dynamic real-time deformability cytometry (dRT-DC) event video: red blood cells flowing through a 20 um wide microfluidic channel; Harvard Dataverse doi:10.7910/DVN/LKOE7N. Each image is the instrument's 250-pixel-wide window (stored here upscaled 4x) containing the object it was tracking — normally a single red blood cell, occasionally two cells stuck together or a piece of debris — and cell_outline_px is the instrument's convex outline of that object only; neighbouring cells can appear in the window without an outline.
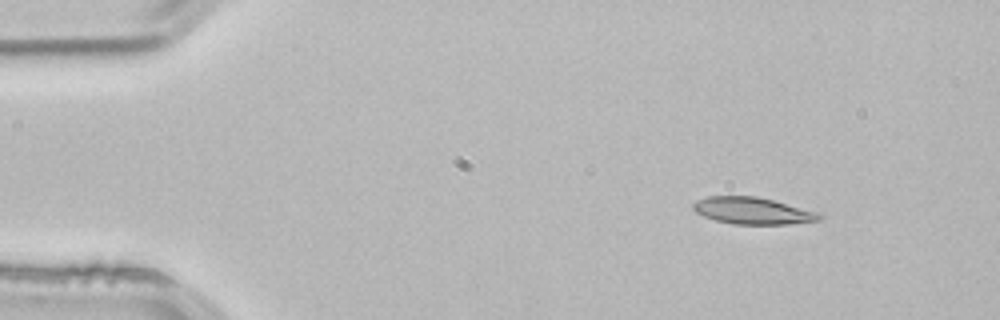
{"species": "common noctule bat (a hibernating species)", "species_latin": "Nyctalus noctula", "temperature_condition": "room temperature", "stored_images_in_passage": 3, "camera_frame_rate_fps": 3000, "um_per_image_px": 0.085, "animal": {"sex": "male", "body_mass_g": 21.5, "forearm_length_mm": 52.0}, "frame": {"image": 1, "passage_image": 1, "time_ms": 0.0, "image_size_px": [1000, 320], "cell_outline_px": [[824, 216], [820, 220], [788, 224], [732, 224], [716, 220], [704, 216], [696, 212], [692, 208], [692, 204], [696, 200], [708, 196], [756, 196], [820, 212]], "centroid_in_image_um": [63.98, 17.91], "position_along_channel_um": 21.0, "area_um2": 19.77}}
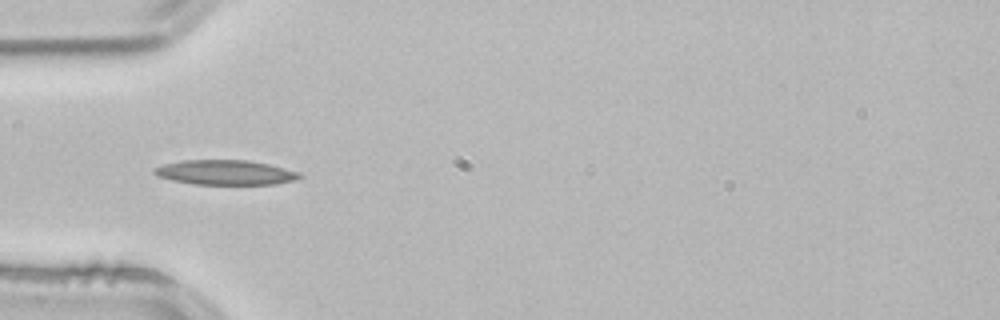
{"frame": {"image": 2, "passage_image": 3, "time_ms": 0.667, "image_size_px": [1000, 320], "cell_outline_px": [[304, 176], [296, 180], [276, 184], [196, 184], [172, 180], [156, 176], [152, 172], [152, 168], [164, 164], [180, 160], [248, 160], [268, 164], [300, 172]], "centroid_in_image_um": [19.15, 14.65], "position_along_channel_um": 65.9, "area_um2": 21.1}}